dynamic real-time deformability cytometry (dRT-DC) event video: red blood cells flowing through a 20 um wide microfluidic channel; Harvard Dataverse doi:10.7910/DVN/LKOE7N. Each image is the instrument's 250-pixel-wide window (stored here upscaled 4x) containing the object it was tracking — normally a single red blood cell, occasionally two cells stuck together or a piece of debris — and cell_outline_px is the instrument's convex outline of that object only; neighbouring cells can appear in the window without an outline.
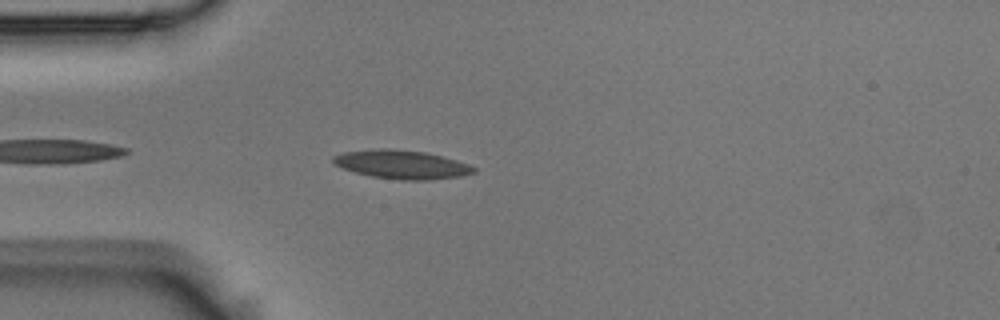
{"species": "Egyptian fruit bat (a non-hibernating species)", "species_latin": "Rousettus aegyptiacus", "temperature_condition": "room temperature", "stored_images_in_passage": 26, "camera_frame_rate_fps": 3000, "um_per_image_px": 0.085, "animal": {"sex": "male"}, "frame": {"image": 1, "passage_image": 4, "time_ms": 1.0, "image_size_px": [1000, 320], "cell_outline_px": [[476, 172], [460, 176], [432, 180], [400, 180], [372, 176], [356, 172], [332, 164], [332, 156], [344, 152], [376, 148], [392, 148], [424, 152], [456, 160], [468, 164], [476, 168]], "centroid_in_image_um": [34.13, 13.98], "position_along_channel_um": 50.9, "area_um2": 23.47}}
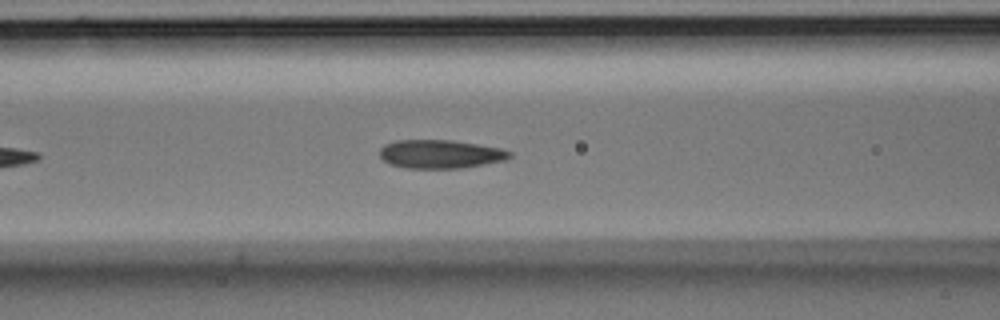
{"frame": {"image": 2, "passage_image": 11, "time_ms": 3.333, "image_size_px": [1000, 320], "cell_outline_px": [[512, 156], [508, 160], [460, 168], [408, 168], [388, 164], [380, 156], [380, 148], [384, 144], [396, 140], [452, 140], [500, 148], [512, 152]], "centroid_in_image_um": [37.43, 13.09], "position_along_channel_um": 129.2, "area_um2": 21.68}}
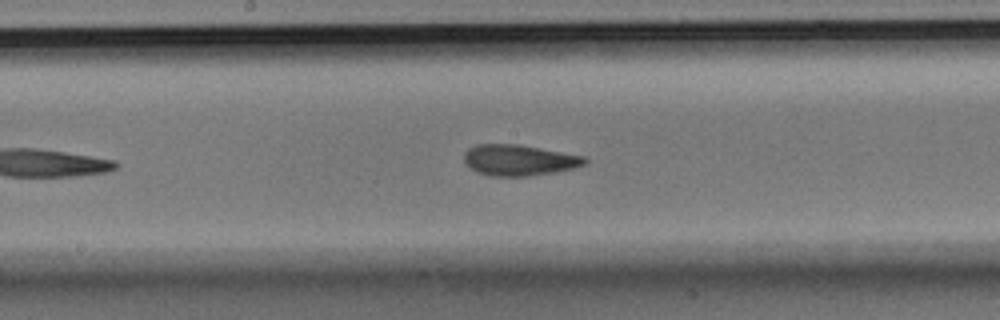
{"frame": {"image": 3, "passage_image": 17, "time_ms": 5.333, "image_size_px": [1000, 320], "cell_outline_px": [[588, 164], [556, 172], [528, 176], [492, 176], [476, 172], [464, 164], [464, 152], [468, 148], [476, 144], [520, 144], [584, 156], [588, 160]], "centroid_in_image_um": [44.1, 13.61], "position_along_channel_um": 204.1, "area_um2": 22.02}}